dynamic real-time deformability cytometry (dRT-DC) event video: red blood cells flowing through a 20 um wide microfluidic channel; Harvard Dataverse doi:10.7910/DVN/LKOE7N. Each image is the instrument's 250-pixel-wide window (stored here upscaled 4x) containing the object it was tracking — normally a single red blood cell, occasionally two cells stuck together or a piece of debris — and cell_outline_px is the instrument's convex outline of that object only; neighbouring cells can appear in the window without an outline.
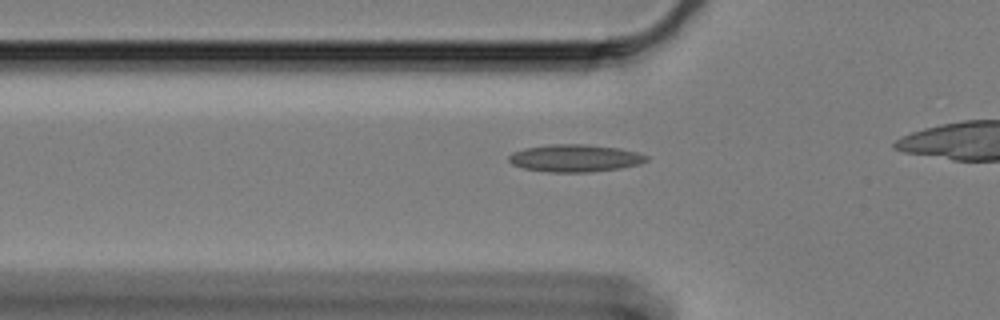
{"species": "Egyptian fruit bat (a non-hibernating species)", "species_latin": "Rousettus aegyptiacus", "temperature_condition": "cold", "stored_images_in_passage": 10, "camera_frame_rate_fps": 3000, "um_per_image_px": 0.085, "animal": {"sex": "female"}, "frame": {"image": 1, "passage_image": 7, "time_ms": 2.0, "image_size_px": [1000, 320], "cell_outline_px": [[648, 160], [640, 164], [620, 168], [588, 172], [548, 172], [524, 168], [512, 164], [508, 160], [508, 156], [512, 152], [524, 148], [548, 144], [584, 144], [620, 148], [636, 152], [648, 156]], "centroid_in_image_um": [48.86, 13.44], "position_along_channel_um": 76.9, "area_um2": 22.02}}